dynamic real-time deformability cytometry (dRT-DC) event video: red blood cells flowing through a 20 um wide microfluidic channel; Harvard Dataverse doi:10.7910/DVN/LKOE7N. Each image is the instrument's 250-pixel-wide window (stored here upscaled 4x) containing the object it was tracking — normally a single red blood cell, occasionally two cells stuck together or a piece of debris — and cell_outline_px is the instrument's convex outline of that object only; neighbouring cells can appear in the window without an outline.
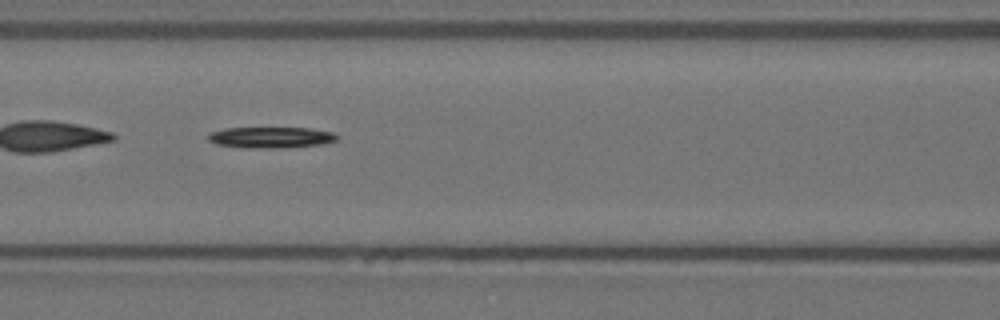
{"species": "Egyptian fruit bat (a non-hibernating species)", "species_latin": "Rousettus aegyptiacus", "temperature_condition": "warm", "stored_images_in_passage": 57, "segment_of_instrument_passage": [2, 2], "camera_frame_rate_fps": 3000, "um_per_image_px": 0.085, "animal": {"sex": "female"}, "frame": {"image": 1, "passage_image": 24, "time_ms": 7.667, "image_size_px": [1000, 320], "cell_outline_px": [[336, 140], [320, 144], [280, 148], [244, 148], [216, 144], [208, 140], [208, 136], [212, 132], [224, 128], [308, 128], [332, 132], [336, 136]], "centroid_in_image_um": [22.97, 11.68], "position_along_channel_um": 143.6, "area_um2": 15.61}}
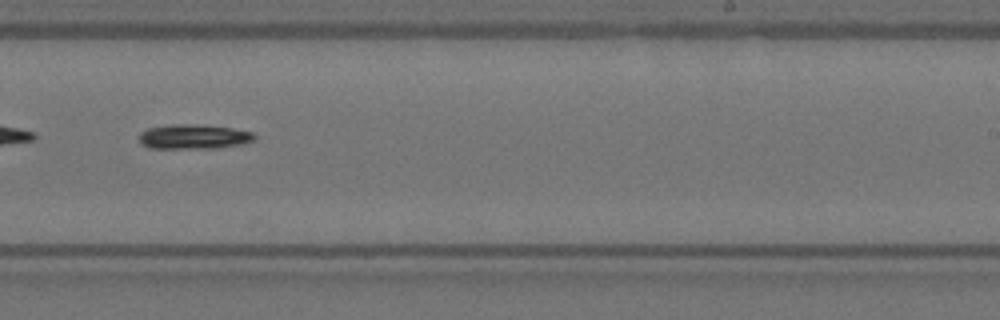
{"frame": {"image": 2, "passage_image": 35, "time_ms": 11.333, "image_size_px": [1000, 320], "cell_outline_px": [[256, 136], [252, 140], [240, 144], [212, 148], [148, 148], [140, 144], [140, 132], [148, 128], [176, 124], [184, 124], [232, 128], [252, 132]], "centroid_in_image_um": [16.41, 11.62], "position_along_channel_um": 272.6, "area_um2": 16.18}}
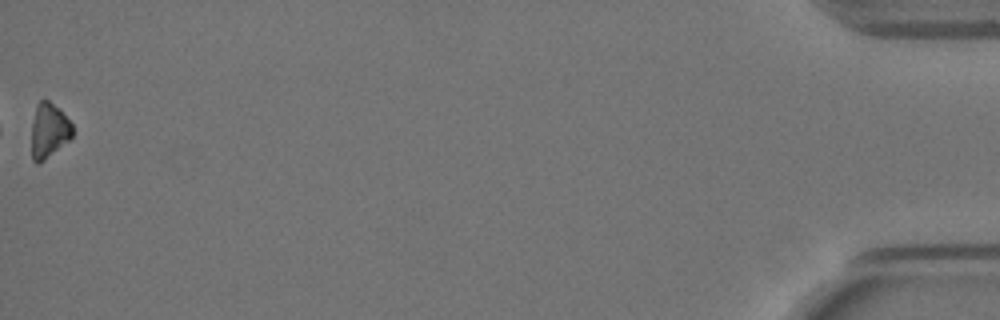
{"frame": {"image": 3, "passage_image": 57, "time_ms": 18.667, "image_size_px": [1000, 320], "cell_outline_px": [[72, 136], [68, 140], [40, 164], [36, 164], [32, 160], [32, 124], [36, 104], [40, 100], [48, 100], [60, 108], [72, 124]], "centroid_in_image_um": [4.14, 11.09], "position_along_channel_um": 431.1, "area_um2": 13.06}}